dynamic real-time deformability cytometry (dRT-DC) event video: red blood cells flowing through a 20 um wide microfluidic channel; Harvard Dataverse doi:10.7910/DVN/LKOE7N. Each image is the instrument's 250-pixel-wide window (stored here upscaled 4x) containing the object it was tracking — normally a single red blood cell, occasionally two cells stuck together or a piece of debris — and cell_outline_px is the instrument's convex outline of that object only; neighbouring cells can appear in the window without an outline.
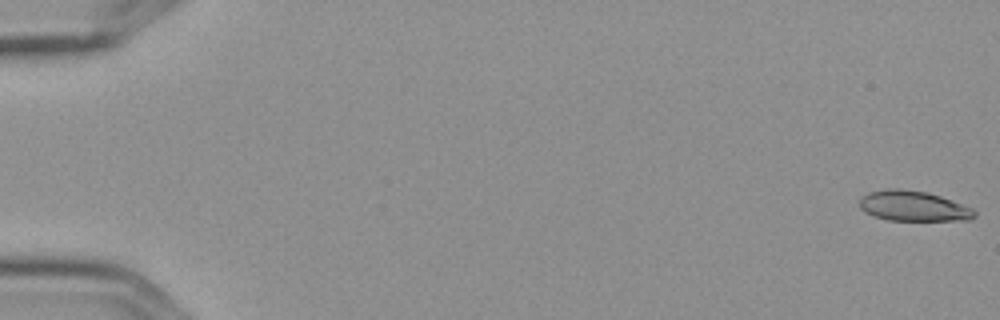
{"species": "Egyptian fruit bat (a non-hibernating species)", "species_latin": "Rousettus aegyptiacus", "temperature_condition": "cold", "stored_images_in_passage": 7, "camera_frame_rate_fps": 3000, "um_per_image_px": 0.085, "frame": {"image": 1, "passage_image": 1, "time_ms": 0.0, "image_size_px": [1000, 320], "cell_outline_px": [[976, 216], [972, 220], [888, 220], [864, 212], [860, 208], [860, 196], [868, 192], [888, 188], [900, 188], [924, 192], [940, 196], [972, 208], [976, 212]], "centroid_in_image_um": [77.61, 17.51], "position_along_channel_um": 7.4, "area_um2": 20.23}}
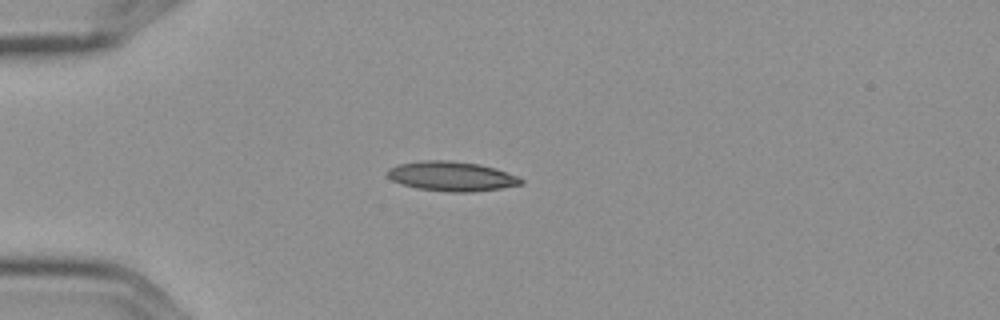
{"frame": {"image": 2, "passage_image": 5, "time_ms": 1.333, "image_size_px": [1000, 320], "cell_outline_px": [[524, 184], [500, 188], [472, 192], [448, 192], [416, 188], [392, 180], [384, 172], [388, 168], [396, 164], [420, 160], [448, 160], [480, 164], [496, 168], [520, 176], [524, 180]], "centroid_in_image_um": [38.4, 14.97], "position_along_channel_um": 46.6, "area_um2": 23.41}}
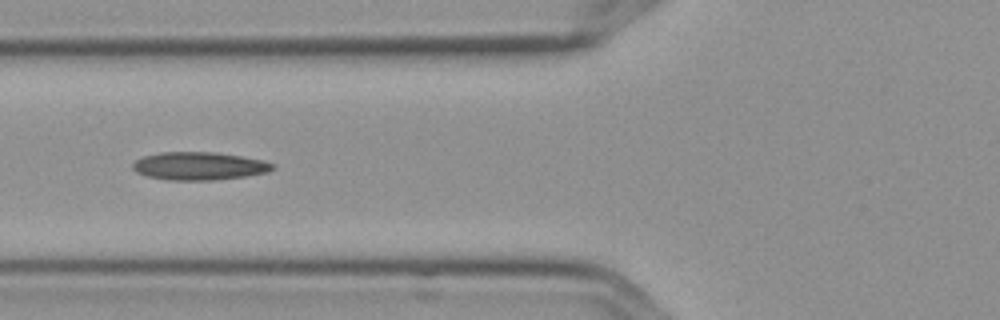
{"frame": {"image": 3, "passage_image": 7, "time_ms": 2.0, "image_size_px": [1000, 320], "cell_outline_px": [[276, 168], [268, 172], [244, 176], [212, 180], [168, 180], [148, 176], [136, 172], [132, 168], [132, 164], [136, 160], [144, 156], [160, 152], [216, 152], [264, 160], [276, 164]], "centroid_in_image_um": [16.95, 14.1], "position_along_channel_um": 108.8, "area_um2": 22.83}}